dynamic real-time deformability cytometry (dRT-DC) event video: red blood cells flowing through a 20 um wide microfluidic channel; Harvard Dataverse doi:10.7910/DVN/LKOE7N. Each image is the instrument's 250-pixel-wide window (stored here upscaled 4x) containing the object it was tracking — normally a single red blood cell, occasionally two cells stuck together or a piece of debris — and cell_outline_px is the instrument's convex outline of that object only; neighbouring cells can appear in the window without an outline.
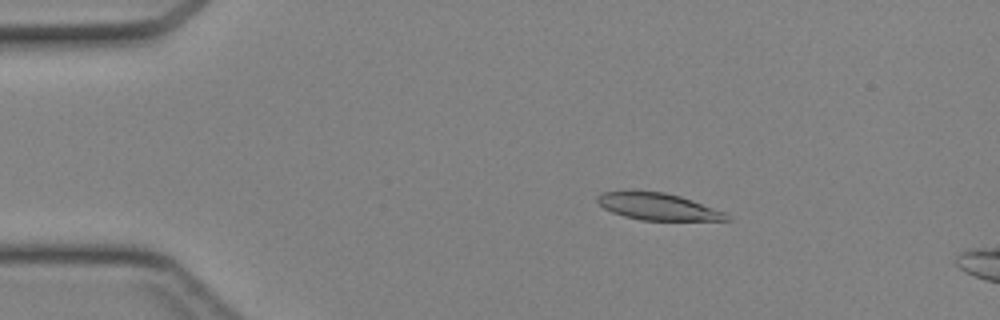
{"species": "Egyptian fruit bat (a non-hibernating species)", "species_latin": "Rousettus aegyptiacus", "temperature_condition": "cold", "stored_images_in_passage": 44, "camera_frame_rate_fps": 3000, "um_per_image_px": 0.085, "animal": {"sex": "female"}, "frame": {"image": 1, "passage_image": 8, "time_ms": 2.333, "image_size_px": [1000, 320], "cell_outline_px": [[732, 220], [640, 220], [624, 216], [612, 212], [604, 208], [596, 200], [596, 196], [600, 192], [632, 188], [664, 192], [680, 196], [692, 200], [724, 212], [732, 216]], "centroid_in_image_um": [55.84, 17.51], "position_along_channel_um": 29.2, "area_um2": 20.87}}
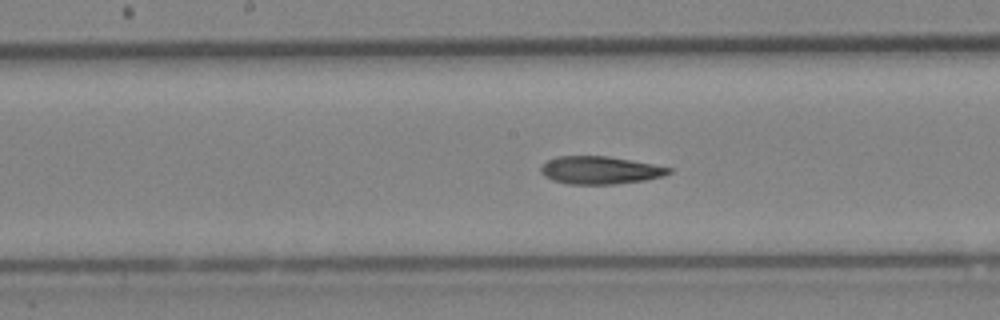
{"frame": {"image": 2, "passage_image": 23, "time_ms": 7.333, "image_size_px": [1000, 320], "cell_outline_px": [[672, 172], [664, 176], [644, 180], [616, 184], [568, 184], [552, 180], [544, 176], [540, 172], [540, 168], [548, 160], [556, 156], [608, 156], [632, 160], [672, 168]], "centroid_in_image_um": [51.0, 14.46], "position_along_channel_um": 197.2, "area_um2": 20.75}}
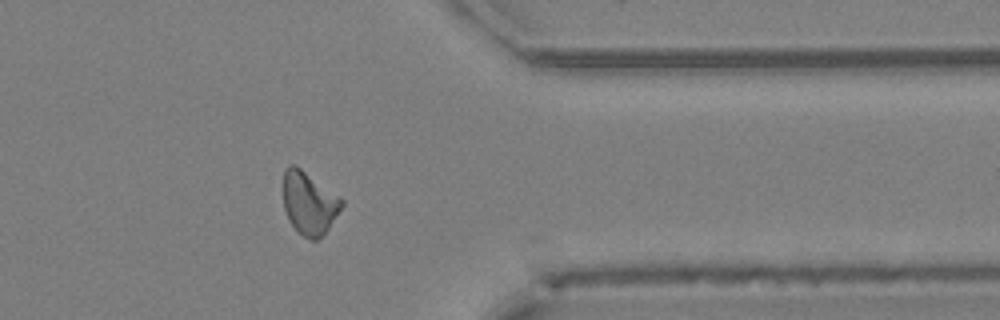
{"frame": {"image": 3, "passage_image": 36, "time_ms": 11.667, "image_size_px": [1000, 320], "cell_outline_px": [[344, 204], [328, 228], [316, 240], [312, 240], [304, 236], [288, 220], [284, 208], [284, 172], [288, 164], [296, 164], [340, 196], [344, 200]], "centroid_in_image_um": [26.28, 17.21], "position_along_channel_um": 385.1, "area_um2": 21.21}}